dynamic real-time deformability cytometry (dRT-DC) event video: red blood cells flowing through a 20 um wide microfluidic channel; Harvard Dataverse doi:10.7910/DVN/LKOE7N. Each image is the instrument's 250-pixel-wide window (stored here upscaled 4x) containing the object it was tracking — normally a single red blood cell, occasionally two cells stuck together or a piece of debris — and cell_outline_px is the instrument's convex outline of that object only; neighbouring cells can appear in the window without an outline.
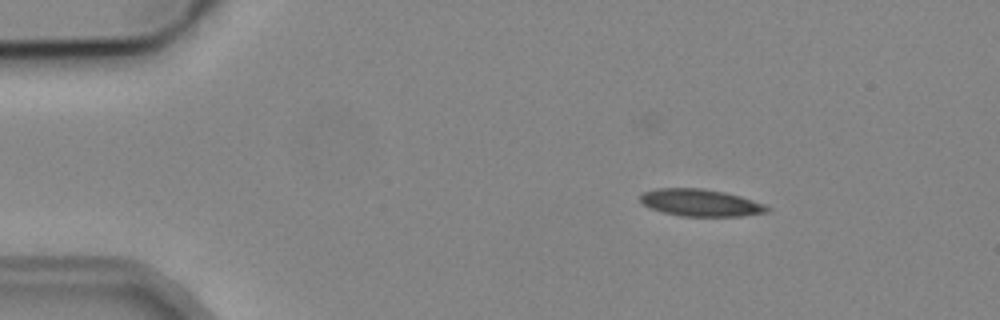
{"species": "common noctule bat (a hibernating species)", "species_latin": "Nyctalus noctula", "temperature_condition": "cold", "stored_images_in_passage": 3, "camera_frame_rate_fps": 3000, "um_per_image_px": 0.085, "animal": {"sex": "male", "body_mass_g": 19.2, "forearm_length_mm": 51.8}, "frame": {"image": 1, "passage_image": 1, "time_ms": 0.0, "image_size_px": [1000, 320], "cell_outline_px": [[772, 208], [768, 212], [740, 216], [680, 216], [648, 208], [640, 200], [640, 196], [644, 192], [656, 188], [704, 188], [724, 192], [740, 196], [764, 204]], "centroid_in_image_um": [59.55, 17.23], "position_along_channel_um": 25.5, "area_um2": 20.06}}